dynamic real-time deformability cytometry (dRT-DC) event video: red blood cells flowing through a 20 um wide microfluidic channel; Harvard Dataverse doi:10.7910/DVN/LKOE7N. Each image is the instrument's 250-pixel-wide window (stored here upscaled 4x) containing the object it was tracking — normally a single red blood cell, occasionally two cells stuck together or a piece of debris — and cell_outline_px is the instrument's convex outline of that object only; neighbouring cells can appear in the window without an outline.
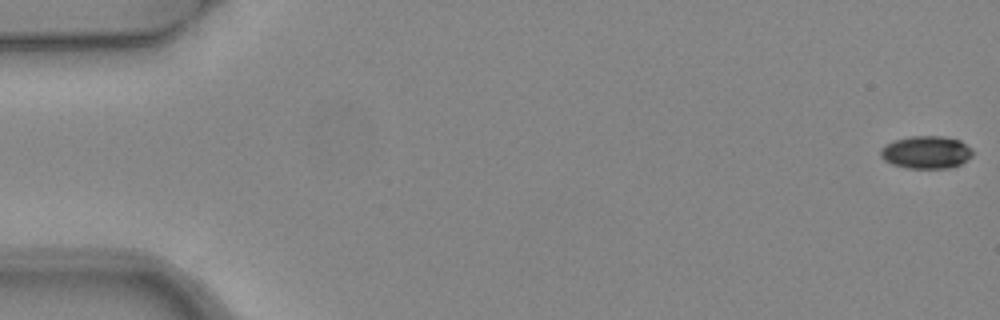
{"species": "common noctule bat (a hibernating species)", "species_latin": "Nyctalus noctula", "temperature_condition": "warm", "stored_images_in_passage": 5, "camera_frame_rate_fps": 3000, "um_per_image_px": 0.085, "animal": {"sex": "female", "body_mass_g": 24.6, "forearm_length_mm": 56.2}, "frame": {"image": 1, "passage_image": 1, "time_ms": 0.0, "image_size_px": [1000, 320], "cell_outline_px": [[972, 156], [960, 164], [948, 168], [908, 168], [892, 164], [884, 160], [880, 156], [880, 148], [884, 144], [896, 140], [912, 136], [944, 136], [960, 140], [972, 148]], "centroid_in_image_um": [78.72, 12.93], "position_along_channel_um": 6.3, "area_um2": 17.57}}
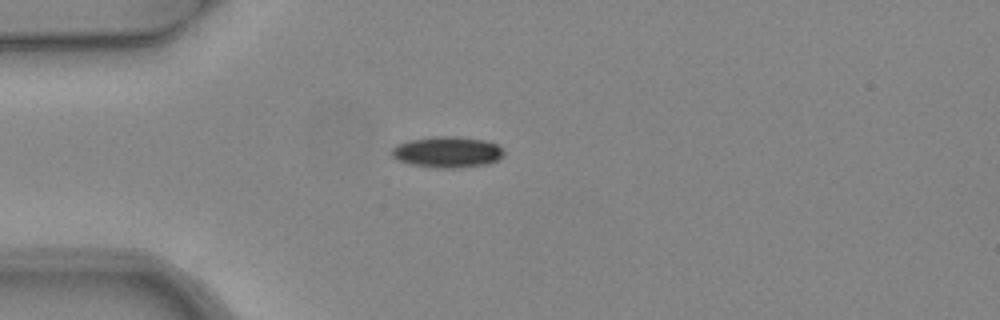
{"frame": {"image": 2, "passage_image": 5, "time_ms": 1.333, "image_size_px": [1000, 320], "cell_outline_px": [[504, 156], [488, 164], [456, 168], [436, 168], [408, 164], [396, 160], [392, 156], [392, 148], [396, 144], [408, 140], [436, 136], [456, 136], [484, 140], [496, 144], [504, 152]], "centroid_in_image_um": [37.98, 12.93], "position_along_channel_um": 47.0, "area_um2": 20.46}}